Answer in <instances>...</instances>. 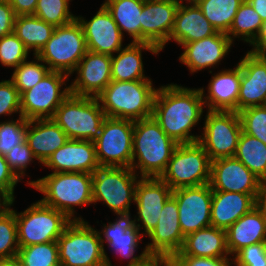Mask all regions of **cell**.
<instances>
[{
  "label": "cell",
  "instance_id": "1",
  "mask_svg": "<svg viewBox=\"0 0 266 266\" xmlns=\"http://www.w3.org/2000/svg\"><path fill=\"white\" fill-rule=\"evenodd\" d=\"M204 107L199 88L171 83L157 89L152 116L178 144H191L199 141L200 135L192 134L191 130L204 116Z\"/></svg>",
  "mask_w": 266,
  "mask_h": 266
},
{
  "label": "cell",
  "instance_id": "2",
  "mask_svg": "<svg viewBox=\"0 0 266 266\" xmlns=\"http://www.w3.org/2000/svg\"><path fill=\"white\" fill-rule=\"evenodd\" d=\"M178 145L153 116L134 121L131 169L140 177L160 178Z\"/></svg>",
  "mask_w": 266,
  "mask_h": 266
},
{
  "label": "cell",
  "instance_id": "3",
  "mask_svg": "<svg viewBox=\"0 0 266 266\" xmlns=\"http://www.w3.org/2000/svg\"><path fill=\"white\" fill-rule=\"evenodd\" d=\"M27 182L44 195L40 199L43 204L65 213L72 221L84 220L75 216L77 206L93 204L91 173H50Z\"/></svg>",
  "mask_w": 266,
  "mask_h": 266
},
{
  "label": "cell",
  "instance_id": "4",
  "mask_svg": "<svg viewBox=\"0 0 266 266\" xmlns=\"http://www.w3.org/2000/svg\"><path fill=\"white\" fill-rule=\"evenodd\" d=\"M157 89L152 80L111 81L96 98L106 117L137 121L152 116Z\"/></svg>",
  "mask_w": 266,
  "mask_h": 266
},
{
  "label": "cell",
  "instance_id": "5",
  "mask_svg": "<svg viewBox=\"0 0 266 266\" xmlns=\"http://www.w3.org/2000/svg\"><path fill=\"white\" fill-rule=\"evenodd\" d=\"M15 199L8 207L15 213L19 247L57 241L72 220L63 212L43 204L40 200L22 212L13 210Z\"/></svg>",
  "mask_w": 266,
  "mask_h": 266
},
{
  "label": "cell",
  "instance_id": "6",
  "mask_svg": "<svg viewBox=\"0 0 266 266\" xmlns=\"http://www.w3.org/2000/svg\"><path fill=\"white\" fill-rule=\"evenodd\" d=\"M106 115L96 97L69 96L60 104L52 119L69 139L95 141Z\"/></svg>",
  "mask_w": 266,
  "mask_h": 266
},
{
  "label": "cell",
  "instance_id": "7",
  "mask_svg": "<svg viewBox=\"0 0 266 266\" xmlns=\"http://www.w3.org/2000/svg\"><path fill=\"white\" fill-rule=\"evenodd\" d=\"M140 176L129 167H99L92 174L93 203L103 202L116 216H131Z\"/></svg>",
  "mask_w": 266,
  "mask_h": 266
},
{
  "label": "cell",
  "instance_id": "8",
  "mask_svg": "<svg viewBox=\"0 0 266 266\" xmlns=\"http://www.w3.org/2000/svg\"><path fill=\"white\" fill-rule=\"evenodd\" d=\"M61 266H106L98 230L85 220L72 221L57 239Z\"/></svg>",
  "mask_w": 266,
  "mask_h": 266
},
{
  "label": "cell",
  "instance_id": "9",
  "mask_svg": "<svg viewBox=\"0 0 266 266\" xmlns=\"http://www.w3.org/2000/svg\"><path fill=\"white\" fill-rule=\"evenodd\" d=\"M87 51L83 28L76 19L56 27L51 38L36 55L50 71L71 76Z\"/></svg>",
  "mask_w": 266,
  "mask_h": 266
},
{
  "label": "cell",
  "instance_id": "10",
  "mask_svg": "<svg viewBox=\"0 0 266 266\" xmlns=\"http://www.w3.org/2000/svg\"><path fill=\"white\" fill-rule=\"evenodd\" d=\"M210 171L209 155L198 142L179 144L160 178L175 190L208 184Z\"/></svg>",
  "mask_w": 266,
  "mask_h": 266
},
{
  "label": "cell",
  "instance_id": "11",
  "mask_svg": "<svg viewBox=\"0 0 266 266\" xmlns=\"http://www.w3.org/2000/svg\"><path fill=\"white\" fill-rule=\"evenodd\" d=\"M204 119L198 143L209 155L210 160L234 157L242 132L239 113L207 110Z\"/></svg>",
  "mask_w": 266,
  "mask_h": 266
},
{
  "label": "cell",
  "instance_id": "12",
  "mask_svg": "<svg viewBox=\"0 0 266 266\" xmlns=\"http://www.w3.org/2000/svg\"><path fill=\"white\" fill-rule=\"evenodd\" d=\"M134 121L106 117L94 141L100 167H129L132 164Z\"/></svg>",
  "mask_w": 266,
  "mask_h": 266
},
{
  "label": "cell",
  "instance_id": "13",
  "mask_svg": "<svg viewBox=\"0 0 266 266\" xmlns=\"http://www.w3.org/2000/svg\"><path fill=\"white\" fill-rule=\"evenodd\" d=\"M67 82L68 75L49 71L34 87L20 95L21 116L27 120L52 118L70 94Z\"/></svg>",
  "mask_w": 266,
  "mask_h": 266
},
{
  "label": "cell",
  "instance_id": "14",
  "mask_svg": "<svg viewBox=\"0 0 266 266\" xmlns=\"http://www.w3.org/2000/svg\"><path fill=\"white\" fill-rule=\"evenodd\" d=\"M131 216H117L114 221L103 224L102 230H99L102 246L106 259V266H113L110 258L105 251L104 243L109 250L119 254L121 258L129 259L126 266H138L149 255L143 249L141 254L136 256V251L140 246V241L144 237L140 230L133 225ZM115 266V265H114Z\"/></svg>",
  "mask_w": 266,
  "mask_h": 266
},
{
  "label": "cell",
  "instance_id": "15",
  "mask_svg": "<svg viewBox=\"0 0 266 266\" xmlns=\"http://www.w3.org/2000/svg\"><path fill=\"white\" fill-rule=\"evenodd\" d=\"M178 205L183 236L211 226L212 189L208 184L183 187L172 191Z\"/></svg>",
  "mask_w": 266,
  "mask_h": 266
},
{
  "label": "cell",
  "instance_id": "16",
  "mask_svg": "<svg viewBox=\"0 0 266 266\" xmlns=\"http://www.w3.org/2000/svg\"><path fill=\"white\" fill-rule=\"evenodd\" d=\"M172 189L161 179L140 177L135 190L137 215L132 219L133 225L142 235L147 236L157 226L162 208L172 195ZM138 222V223H137Z\"/></svg>",
  "mask_w": 266,
  "mask_h": 266
},
{
  "label": "cell",
  "instance_id": "17",
  "mask_svg": "<svg viewBox=\"0 0 266 266\" xmlns=\"http://www.w3.org/2000/svg\"><path fill=\"white\" fill-rule=\"evenodd\" d=\"M151 240L145 246L149 256L173 258L182 248L183 236L176 199L171 195L164 204L157 226L147 235Z\"/></svg>",
  "mask_w": 266,
  "mask_h": 266
},
{
  "label": "cell",
  "instance_id": "18",
  "mask_svg": "<svg viewBox=\"0 0 266 266\" xmlns=\"http://www.w3.org/2000/svg\"><path fill=\"white\" fill-rule=\"evenodd\" d=\"M209 185L212 191L260 194L263 182L235 157L211 161Z\"/></svg>",
  "mask_w": 266,
  "mask_h": 266
},
{
  "label": "cell",
  "instance_id": "19",
  "mask_svg": "<svg viewBox=\"0 0 266 266\" xmlns=\"http://www.w3.org/2000/svg\"><path fill=\"white\" fill-rule=\"evenodd\" d=\"M175 0H144L142 8L141 43H150L162 51L169 42L179 7Z\"/></svg>",
  "mask_w": 266,
  "mask_h": 266
},
{
  "label": "cell",
  "instance_id": "20",
  "mask_svg": "<svg viewBox=\"0 0 266 266\" xmlns=\"http://www.w3.org/2000/svg\"><path fill=\"white\" fill-rule=\"evenodd\" d=\"M74 73L77 76L69 84L70 94L97 97L112 81L111 55L87 51Z\"/></svg>",
  "mask_w": 266,
  "mask_h": 266
},
{
  "label": "cell",
  "instance_id": "21",
  "mask_svg": "<svg viewBox=\"0 0 266 266\" xmlns=\"http://www.w3.org/2000/svg\"><path fill=\"white\" fill-rule=\"evenodd\" d=\"M76 19L83 28L88 51L112 56L124 48V36L104 5L89 21L82 16Z\"/></svg>",
  "mask_w": 266,
  "mask_h": 266
},
{
  "label": "cell",
  "instance_id": "22",
  "mask_svg": "<svg viewBox=\"0 0 266 266\" xmlns=\"http://www.w3.org/2000/svg\"><path fill=\"white\" fill-rule=\"evenodd\" d=\"M232 45L234 44L226 33L217 31L209 37L183 44L179 60L188 67L191 74L206 68L215 69L227 57Z\"/></svg>",
  "mask_w": 266,
  "mask_h": 266
},
{
  "label": "cell",
  "instance_id": "23",
  "mask_svg": "<svg viewBox=\"0 0 266 266\" xmlns=\"http://www.w3.org/2000/svg\"><path fill=\"white\" fill-rule=\"evenodd\" d=\"M238 64L241 67L238 112L266 105V56L248 50Z\"/></svg>",
  "mask_w": 266,
  "mask_h": 266
},
{
  "label": "cell",
  "instance_id": "24",
  "mask_svg": "<svg viewBox=\"0 0 266 266\" xmlns=\"http://www.w3.org/2000/svg\"><path fill=\"white\" fill-rule=\"evenodd\" d=\"M52 173L79 172L93 174L99 167L93 141L69 139L44 163Z\"/></svg>",
  "mask_w": 266,
  "mask_h": 266
},
{
  "label": "cell",
  "instance_id": "25",
  "mask_svg": "<svg viewBox=\"0 0 266 266\" xmlns=\"http://www.w3.org/2000/svg\"><path fill=\"white\" fill-rule=\"evenodd\" d=\"M207 86L199 88L205 108L209 111L238 112V95L241 82V67L237 63L234 68L219 70L212 74Z\"/></svg>",
  "mask_w": 266,
  "mask_h": 266
},
{
  "label": "cell",
  "instance_id": "26",
  "mask_svg": "<svg viewBox=\"0 0 266 266\" xmlns=\"http://www.w3.org/2000/svg\"><path fill=\"white\" fill-rule=\"evenodd\" d=\"M259 195L212 191L211 226L227 230L257 206Z\"/></svg>",
  "mask_w": 266,
  "mask_h": 266
},
{
  "label": "cell",
  "instance_id": "27",
  "mask_svg": "<svg viewBox=\"0 0 266 266\" xmlns=\"http://www.w3.org/2000/svg\"><path fill=\"white\" fill-rule=\"evenodd\" d=\"M216 32L217 30L204 17L203 12L195 2L180 3L169 41H174L182 46L185 43L214 35Z\"/></svg>",
  "mask_w": 266,
  "mask_h": 266
},
{
  "label": "cell",
  "instance_id": "28",
  "mask_svg": "<svg viewBox=\"0 0 266 266\" xmlns=\"http://www.w3.org/2000/svg\"><path fill=\"white\" fill-rule=\"evenodd\" d=\"M68 140L66 133L52 118L28 120L26 142L39 163L43 164Z\"/></svg>",
  "mask_w": 266,
  "mask_h": 266
},
{
  "label": "cell",
  "instance_id": "29",
  "mask_svg": "<svg viewBox=\"0 0 266 266\" xmlns=\"http://www.w3.org/2000/svg\"><path fill=\"white\" fill-rule=\"evenodd\" d=\"M227 248L233 257L242 248L266 242V220L257 205L226 230Z\"/></svg>",
  "mask_w": 266,
  "mask_h": 266
},
{
  "label": "cell",
  "instance_id": "30",
  "mask_svg": "<svg viewBox=\"0 0 266 266\" xmlns=\"http://www.w3.org/2000/svg\"><path fill=\"white\" fill-rule=\"evenodd\" d=\"M143 50L157 55L160 50L150 43L130 42L111 56L112 81L152 80L144 74Z\"/></svg>",
  "mask_w": 266,
  "mask_h": 266
},
{
  "label": "cell",
  "instance_id": "31",
  "mask_svg": "<svg viewBox=\"0 0 266 266\" xmlns=\"http://www.w3.org/2000/svg\"><path fill=\"white\" fill-rule=\"evenodd\" d=\"M176 255L207 258H232L226 239V230L208 226L187 235Z\"/></svg>",
  "mask_w": 266,
  "mask_h": 266
},
{
  "label": "cell",
  "instance_id": "32",
  "mask_svg": "<svg viewBox=\"0 0 266 266\" xmlns=\"http://www.w3.org/2000/svg\"><path fill=\"white\" fill-rule=\"evenodd\" d=\"M144 0H110L104 4L119 30L126 32L133 43H141V18Z\"/></svg>",
  "mask_w": 266,
  "mask_h": 266
},
{
  "label": "cell",
  "instance_id": "33",
  "mask_svg": "<svg viewBox=\"0 0 266 266\" xmlns=\"http://www.w3.org/2000/svg\"><path fill=\"white\" fill-rule=\"evenodd\" d=\"M55 26L35 15L16 16L13 33L36 55L54 33Z\"/></svg>",
  "mask_w": 266,
  "mask_h": 266
},
{
  "label": "cell",
  "instance_id": "34",
  "mask_svg": "<svg viewBox=\"0 0 266 266\" xmlns=\"http://www.w3.org/2000/svg\"><path fill=\"white\" fill-rule=\"evenodd\" d=\"M234 157L266 183V145L262 141L242 131Z\"/></svg>",
  "mask_w": 266,
  "mask_h": 266
},
{
  "label": "cell",
  "instance_id": "35",
  "mask_svg": "<svg viewBox=\"0 0 266 266\" xmlns=\"http://www.w3.org/2000/svg\"><path fill=\"white\" fill-rule=\"evenodd\" d=\"M262 25L263 20L259 14L247 0H244L226 34L233 43L238 38L252 46L260 35Z\"/></svg>",
  "mask_w": 266,
  "mask_h": 266
},
{
  "label": "cell",
  "instance_id": "36",
  "mask_svg": "<svg viewBox=\"0 0 266 266\" xmlns=\"http://www.w3.org/2000/svg\"><path fill=\"white\" fill-rule=\"evenodd\" d=\"M244 0H195L204 17L219 32L227 33Z\"/></svg>",
  "mask_w": 266,
  "mask_h": 266
},
{
  "label": "cell",
  "instance_id": "37",
  "mask_svg": "<svg viewBox=\"0 0 266 266\" xmlns=\"http://www.w3.org/2000/svg\"><path fill=\"white\" fill-rule=\"evenodd\" d=\"M17 259L22 266H61L57 241L20 247Z\"/></svg>",
  "mask_w": 266,
  "mask_h": 266
},
{
  "label": "cell",
  "instance_id": "38",
  "mask_svg": "<svg viewBox=\"0 0 266 266\" xmlns=\"http://www.w3.org/2000/svg\"><path fill=\"white\" fill-rule=\"evenodd\" d=\"M33 56L34 60H25L13 69L10 80L19 90L20 95L34 87L50 71L37 55Z\"/></svg>",
  "mask_w": 266,
  "mask_h": 266
},
{
  "label": "cell",
  "instance_id": "39",
  "mask_svg": "<svg viewBox=\"0 0 266 266\" xmlns=\"http://www.w3.org/2000/svg\"><path fill=\"white\" fill-rule=\"evenodd\" d=\"M70 0H38L34 15L55 27L67 25L76 20L70 12Z\"/></svg>",
  "mask_w": 266,
  "mask_h": 266
},
{
  "label": "cell",
  "instance_id": "40",
  "mask_svg": "<svg viewBox=\"0 0 266 266\" xmlns=\"http://www.w3.org/2000/svg\"><path fill=\"white\" fill-rule=\"evenodd\" d=\"M19 248L16 216L6 206L0 211V260L17 258Z\"/></svg>",
  "mask_w": 266,
  "mask_h": 266
},
{
  "label": "cell",
  "instance_id": "41",
  "mask_svg": "<svg viewBox=\"0 0 266 266\" xmlns=\"http://www.w3.org/2000/svg\"><path fill=\"white\" fill-rule=\"evenodd\" d=\"M13 119L0 122V154L3 156L26 141L28 120L21 115Z\"/></svg>",
  "mask_w": 266,
  "mask_h": 266
},
{
  "label": "cell",
  "instance_id": "42",
  "mask_svg": "<svg viewBox=\"0 0 266 266\" xmlns=\"http://www.w3.org/2000/svg\"><path fill=\"white\" fill-rule=\"evenodd\" d=\"M29 53L31 52L14 33L0 38V63L2 66L14 69L29 59Z\"/></svg>",
  "mask_w": 266,
  "mask_h": 266
},
{
  "label": "cell",
  "instance_id": "43",
  "mask_svg": "<svg viewBox=\"0 0 266 266\" xmlns=\"http://www.w3.org/2000/svg\"><path fill=\"white\" fill-rule=\"evenodd\" d=\"M238 113L242 131L266 145V105L248 107Z\"/></svg>",
  "mask_w": 266,
  "mask_h": 266
},
{
  "label": "cell",
  "instance_id": "44",
  "mask_svg": "<svg viewBox=\"0 0 266 266\" xmlns=\"http://www.w3.org/2000/svg\"><path fill=\"white\" fill-rule=\"evenodd\" d=\"M5 159L9 168L20 180L27 176L25 173L28 165L30 166L31 163H33L32 161L34 159L36 160L26 141L13 147V149L5 156Z\"/></svg>",
  "mask_w": 266,
  "mask_h": 266
},
{
  "label": "cell",
  "instance_id": "45",
  "mask_svg": "<svg viewBox=\"0 0 266 266\" xmlns=\"http://www.w3.org/2000/svg\"><path fill=\"white\" fill-rule=\"evenodd\" d=\"M15 113L21 115V103L19 90L13 82L0 81V116H12Z\"/></svg>",
  "mask_w": 266,
  "mask_h": 266
},
{
  "label": "cell",
  "instance_id": "46",
  "mask_svg": "<svg viewBox=\"0 0 266 266\" xmlns=\"http://www.w3.org/2000/svg\"><path fill=\"white\" fill-rule=\"evenodd\" d=\"M232 258L234 266H266V242L246 246Z\"/></svg>",
  "mask_w": 266,
  "mask_h": 266
},
{
  "label": "cell",
  "instance_id": "47",
  "mask_svg": "<svg viewBox=\"0 0 266 266\" xmlns=\"http://www.w3.org/2000/svg\"><path fill=\"white\" fill-rule=\"evenodd\" d=\"M21 180L9 168L5 156L0 154V193L8 200L15 199L14 190Z\"/></svg>",
  "mask_w": 266,
  "mask_h": 266
},
{
  "label": "cell",
  "instance_id": "48",
  "mask_svg": "<svg viewBox=\"0 0 266 266\" xmlns=\"http://www.w3.org/2000/svg\"><path fill=\"white\" fill-rule=\"evenodd\" d=\"M178 266H232L233 258H207L189 255H175L172 258Z\"/></svg>",
  "mask_w": 266,
  "mask_h": 266
},
{
  "label": "cell",
  "instance_id": "49",
  "mask_svg": "<svg viewBox=\"0 0 266 266\" xmlns=\"http://www.w3.org/2000/svg\"><path fill=\"white\" fill-rule=\"evenodd\" d=\"M16 15L9 2H0V38L13 33Z\"/></svg>",
  "mask_w": 266,
  "mask_h": 266
},
{
  "label": "cell",
  "instance_id": "50",
  "mask_svg": "<svg viewBox=\"0 0 266 266\" xmlns=\"http://www.w3.org/2000/svg\"><path fill=\"white\" fill-rule=\"evenodd\" d=\"M38 0H9L16 16L34 15Z\"/></svg>",
  "mask_w": 266,
  "mask_h": 266
},
{
  "label": "cell",
  "instance_id": "51",
  "mask_svg": "<svg viewBox=\"0 0 266 266\" xmlns=\"http://www.w3.org/2000/svg\"><path fill=\"white\" fill-rule=\"evenodd\" d=\"M250 51L260 54H264L266 52V20L263 21L260 35L256 42L252 45V49Z\"/></svg>",
  "mask_w": 266,
  "mask_h": 266
},
{
  "label": "cell",
  "instance_id": "52",
  "mask_svg": "<svg viewBox=\"0 0 266 266\" xmlns=\"http://www.w3.org/2000/svg\"><path fill=\"white\" fill-rule=\"evenodd\" d=\"M263 21L266 20V0H247Z\"/></svg>",
  "mask_w": 266,
  "mask_h": 266
},
{
  "label": "cell",
  "instance_id": "53",
  "mask_svg": "<svg viewBox=\"0 0 266 266\" xmlns=\"http://www.w3.org/2000/svg\"><path fill=\"white\" fill-rule=\"evenodd\" d=\"M168 259L162 256H148L138 266H162Z\"/></svg>",
  "mask_w": 266,
  "mask_h": 266
},
{
  "label": "cell",
  "instance_id": "54",
  "mask_svg": "<svg viewBox=\"0 0 266 266\" xmlns=\"http://www.w3.org/2000/svg\"><path fill=\"white\" fill-rule=\"evenodd\" d=\"M257 205L261 208L264 213L265 220H266V183H263L261 193L259 195Z\"/></svg>",
  "mask_w": 266,
  "mask_h": 266
},
{
  "label": "cell",
  "instance_id": "55",
  "mask_svg": "<svg viewBox=\"0 0 266 266\" xmlns=\"http://www.w3.org/2000/svg\"><path fill=\"white\" fill-rule=\"evenodd\" d=\"M0 266H22V264L17 258H13L0 260Z\"/></svg>",
  "mask_w": 266,
  "mask_h": 266
},
{
  "label": "cell",
  "instance_id": "56",
  "mask_svg": "<svg viewBox=\"0 0 266 266\" xmlns=\"http://www.w3.org/2000/svg\"><path fill=\"white\" fill-rule=\"evenodd\" d=\"M8 200L0 193V211H2L7 205Z\"/></svg>",
  "mask_w": 266,
  "mask_h": 266
},
{
  "label": "cell",
  "instance_id": "57",
  "mask_svg": "<svg viewBox=\"0 0 266 266\" xmlns=\"http://www.w3.org/2000/svg\"><path fill=\"white\" fill-rule=\"evenodd\" d=\"M162 266H178V265L172 258H169Z\"/></svg>",
  "mask_w": 266,
  "mask_h": 266
},
{
  "label": "cell",
  "instance_id": "58",
  "mask_svg": "<svg viewBox=\"0 0 266 266\" xmlns=\"http://www.w3.org/2000/svg\"><path fill=\"white\" fill-rule=\"evenodd\" d=\"M175 1L178 3H184V1H185V3L195 2V0H175Z\"/></svg>",
  "mask_w": 266,
  "mask_h": 266
},
{
  "label": "cell",
  "instance_id": "59",
  "mask_svg": "<svg viewBox=\"0 0 266 266\" xmlns=\"http://www.w3.org/2000/svg\"><path fill=\"white\" fill-rule=\"evenodd\" d=\"M108 1H110V0H104V2L101 4V5H104L106 2H108Z\"/></svg>",
  "mask_w": 266,
  "mask_h": 266
},
{
  "label": "cell",
  "instance_id": "60",
  "mask_svg": "<svg viewBox=\"0 0 266 266\" xmlns=\"http://www.w3.org/2000/svg\"><path fill=\"white\" fill-rule=\"evenodd\" d=\"M0 2H9V0H0Z\"/></svg>",
  "mask_w": 266,
  "mask_h": 266
}]
</instances>
